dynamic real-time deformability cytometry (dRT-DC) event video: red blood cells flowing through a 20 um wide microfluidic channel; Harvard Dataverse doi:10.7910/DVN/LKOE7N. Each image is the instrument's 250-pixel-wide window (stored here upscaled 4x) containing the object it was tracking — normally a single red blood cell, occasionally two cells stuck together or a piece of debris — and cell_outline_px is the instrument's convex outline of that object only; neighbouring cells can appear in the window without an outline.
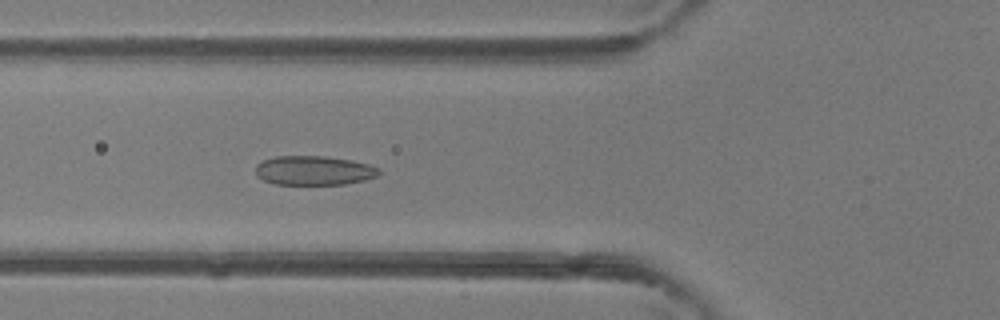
{"species": "common noctule bat (a hibernating species)", "species_latin": "Nyctalus noctula", "temperature_condition": "room temperature", "stored_images_in_passage": 47, "camera_frame_rate_fps": 3000, "um_per_image_px": 0.085, "animal": {"sex": "female"}, "frame": {"image": 1, "passage_image": 18, "time_ms": 5.667, "image_size_px": [1000, 320], "cell_outline_px": [[380, 176], [364, 180], [344, 184], [276, 184], [264, 180], [256, 176], [256, 164], [264, 160], [276, 156], [324, 156], [352, 160], [368, 164], [380, 168]], "centroid_in_image_um": [26.71, 14.49], "position_along_channel_um": 99.1, "area_um2": 21.1}}
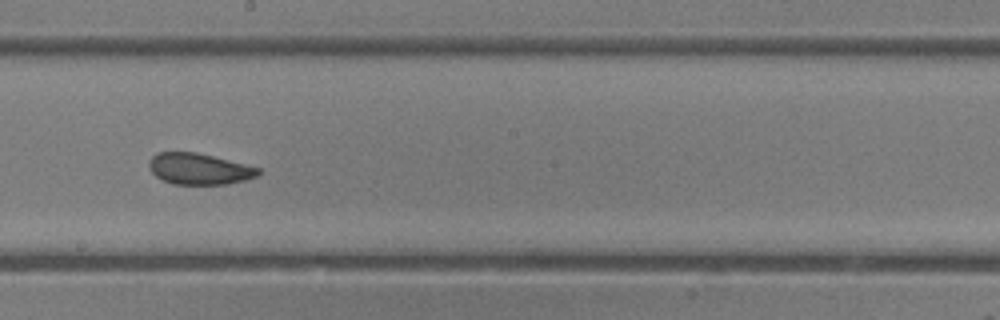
{"frame": {"image": 2, "passage_image": 27, "time_ms": 8.667, "image_size_px": [1000, 320], "cell_outline_px": [[260, 172], [256, 176], [244, 180], [228, 184], [172, 184], [160, 180], [148, 168], [148, 160], [156, 152], [196, 152], [260, 168]], "centroid_in_image_um": [16.86, 14.36], "position_along_channel_um": 231.3, "area_um2": 19.88}}
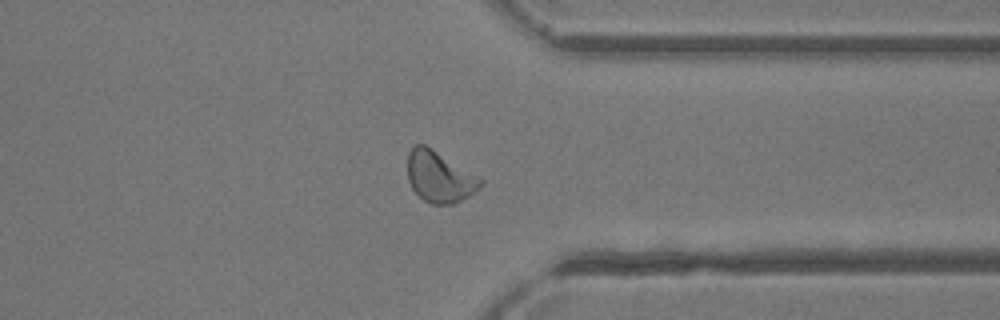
{"frame": {"image": 3, "passage_image": 37, "time_ms": 12.0, "image_size_px": [1000, 320], "cell_outline_px": [[484, 184], [468, 196], [452, 204], [432, 204], [424, 200], [412, 188], [408, 180], [408, 152], [416, 144], [424, 144], [480, 176], [484, 180]], "centroid_in_image_um": [37.37, 15.02], "position_along_channel_um": 374.0, "area_um2": 21.62}, "authors_computed_cell_mechanics": {"area_um2": 21.6172, "velocity_mm_per_s": 4.3862, "shape_relaxation_time_tau1_ms": 6.3581, "shape_relaxation_time_tau2_ms": 1.5503, "deformation_change_tau1": 0.1362, "deformation_change_tau2": 0.0657}}